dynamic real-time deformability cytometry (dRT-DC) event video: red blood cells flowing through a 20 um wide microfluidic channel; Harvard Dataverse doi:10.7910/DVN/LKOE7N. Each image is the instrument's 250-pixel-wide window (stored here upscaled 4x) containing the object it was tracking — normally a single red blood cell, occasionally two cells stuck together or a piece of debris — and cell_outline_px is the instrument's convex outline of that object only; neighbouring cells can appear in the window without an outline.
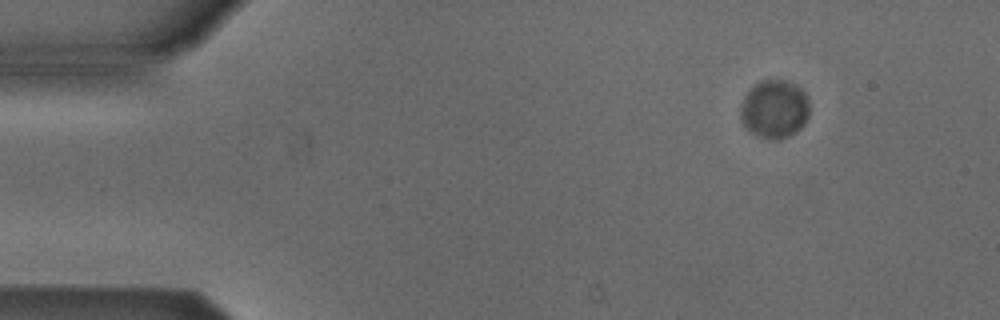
{"species": "Egyptian fruit bat (a non-hibernating species)", "species_latin": "Rousettus aegyptiacus", "temperature_condition": "cold", "stored_images_in_passage": 4, "camera_frame_rate_fps": 3000, "um_per_image_px": 0.085, "animal": {"sex": "male"}, "frame": {"image": 1, "passage_image": 2, "time_ms": 1.333, "image_size_px": [1000, 320], "cell_outline_px": [[808, 116], [804, 124], [796, 132], [788, 136], [760, 136], [752, 132], [744, 124], [740, 116], [740, 108], [748, 92], [760, 80], [784, 80], [796, 84], [804, 92], [808, 100]], "centroid_in_image_um": [65.85, 9.22], "position_along_channel_um": 19.1, "area_um2": 22.66}}